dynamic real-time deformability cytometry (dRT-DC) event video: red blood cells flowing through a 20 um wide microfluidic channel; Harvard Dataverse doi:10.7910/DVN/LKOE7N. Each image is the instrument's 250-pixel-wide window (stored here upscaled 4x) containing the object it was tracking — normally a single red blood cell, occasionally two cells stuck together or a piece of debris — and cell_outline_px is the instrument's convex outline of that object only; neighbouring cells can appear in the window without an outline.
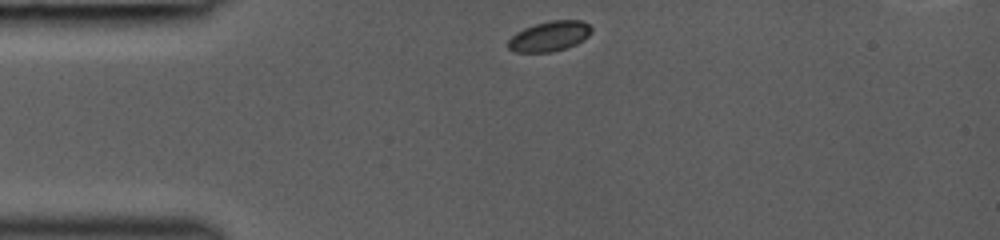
{"species": "common noctule bat (a hibernating species)", "species_latin": "Nyctalus noctula", "temperature_condition": "room temperature", "stored_images_in_passage": 3, "camera_frame_rate_fps": 3000, "um_per_image_px": 0.085, "animal": {"sex": "female", "body_mass_g": 19.0, "forearm_length_mm": 53.3}, "frame": {"image": 1, "passage_image": 1, "time_ms": 0.0, "image_size_px": [1000, 240], "cell_outline_px": [[592, 32], [584, 40], [576, 44], [552, 52], [512, 52], [508, 48], [508, 40], [516, 32], [524, 28], [536, 24], [552, 20], [584, 20], [592, 28]], "centroid_in_image_um": [46.71, 3.08], "position_along_channel_um": 38.3, "area_um2": 14.68}}